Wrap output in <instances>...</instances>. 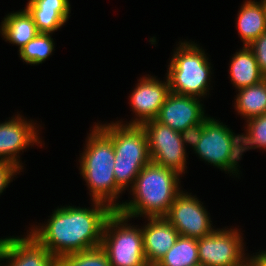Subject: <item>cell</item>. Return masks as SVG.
<instances>
[{"label":"cell","instance_id":"11","mask_svg":"<svg viewBox=\"0 0 266 266\" xmlns=\"http://www.w3.org/2000/svg\"><path fill=\"white\" fill-rule=\"evenodd\" d=\"M203 114L197 98L170 92L156 120L190 137L207 118Z\"/></svg>","mask_w":266,"mask_h":266},{"label":"cell","instance_id":"10","mask_svg":"<svg viewBox=\"0 0 266 266\" xmlns=\"http://www.w3.org/2000/svg\"><path fill=\"white\" fill-rule=\"evenodd\" d=\"M165 218L180 236L200 239L214 231L208 214L196 198L178 194Z\"/></svg>","mask_w":266,"mask_h":266},{"label":"cell","instance_id":"8","mask_svg":"<svg viewBox=\"0 0 266 266\" xmlns=\"http://www.w3.org/2000/svg\"><path fill=\"white\" fill-rule=\"evenodd\" d=\"M141 126L146 133L151 161L178 173L183 172L186 161L184 142L190 143V137L156 119Z\"/></svg>","mask_w":266,"mask_h":266},{"label":"cell","instance_id":"23","mask_svg":"<svg viewBox=\"0 0 266 266\" xmlns=\"http://www.w3.org/2000/svg\"><path fill=\"white\" fill-rule=\"evenodd\" d=\"M53 47L50 34L39 33L20 50V56L26 63L39 64L51 54Z\"/></svg>","mask_w":266,"mask_h":266},{"label":"cell","instance_id":"2","mask_svg":"<svg viewBox=\"0 0 266 266\" xmlns=\"http://www.w3.org/2000/svg\"><path fill=\"white\" fill-rule=\"evenodd\" d=\"M178 174L175 170L151 161L143 167L133 182L134 201L120 204L116 211L127 218L140 213L148 215V218L165 217L179 194Z\"/></svg>","mask_w":266,"mask_h":266},{"label":"cell","instance_id":"4","mask_svg":"<svg viewBox=\"0 0 266 266\" xmlns=\"http://www.w3.org/2000/svg\"><path fill=\"white\" fill-rule=\"evenodd\" d=\"M100 128L112 139L114 176L116 185L122 190L151 162L146 133L141 125L130 123L128 126L117 123Z\"/></svg>","mask_w":266,"mask_h":266},{"label":"cell","instance_id":"24","mask_svg":"<svg viewBox=\"0 0 266 266\" xmlns=\"http://www.w3.org/2000/svg\"><path fill=\"white\" fill-rule=\"evenodd\" d=\"M249 121L247 136L241 135L242 152L253 148L252 145L255 144L257 145L254 146L255 148H266V114L250 118Z\"/></svg>","mask_w":266,"mask_h":266},{"label":"cell","instance_id":"16","mask_svg":"<svg viewBox=\"0 0 266 266\" xmlns=\"http://www.w3.org/2000/svg\"><path fill=\"white\" fill-rule=\"evenodd\" d=\"M69 6L68 0H30L26 9L40 33H51L66 22Z\"/></svg>","mask_w":266,"mask_h":266},{"label":"cell","instance_id":"21","mask_svg":"<svg viewBox=\"0 0 266 266\" xmlns=\"http://www.w3.org/2000/svg\"><path fill=\"white\" fill-rule=\"evenodd\" d=\"M236 100L241 115L250 118L266 114V78L257 84L242 88Z\"/></svg>","mask_w":266,"mask_h":266},{"label":"cell","instance_id":"18","mask_svg":"<svg viewBox=\"0 0 266 266\" xmlns=\"http://www.w3.org/2000/svg\"><path fill=\"white\" fill-rule=\"evenodd\" d=\"M243 48L233 57L230 68L231 79L239 89L257 84L266 78L260 71L253 51L248 46Z\"/></svg>","mask_w":266,"mask_h":266},{"label":"cell","instance_id":"1","mask_svg":"<svg viewBox=\"0 0 266 266\" xmlns=\"http://www.w3.org/2000/svg\"><path fill=\"white\" fill-rule=\"evenodd\" d=\"M95 206L92 210L72 206L59 208L46 227L31 234L58 258L99 247L105 222L114 209L100 201H95Z\"/></svg>","mask_w":266,"mask_h":266},{"label":"cell","instance_id":"20","mask_svg":"<svg viewBox=\"0 0 266 266\" xmlns=\"http://www.w3.org/2000/svg\"><path fill=\"white\" fill-rule=\"evenodd\" d=\"M197 239L179 236L155 266H199Z\"/></svg>","mask_w":266,"mask_h":266},{"label":"cell","instance_id":"27","mask_svg":"<svg viewBox=\"0 0 266 266\" xmlns=\"http://www.w3.org/2000/svg\"><path fill=\"white\" fill-rule=\"evenodd\" d=\"M252 266H266V252H261L259 255L253 257L249 261Z\"/></svg>","mask_w":266,"mask_h":266},{"label":"cell","instance_id":"12","mask_svg":"<svg viewBox=\"0 0 266 266\" xmlns=\"http://www.w3.org/2000/svg\"><path fill=\"white\" fill-rule=\"evenodd\" d=\"M11 259L8 266H58L52 255L32 234L26 238L0 239V259Z\"/></svg>","mask_w":266,"mask_h":266},{"label":"cell","instance_id":"7","mask_svg":"<svg viewBox=\"0 0 266 266\" xmlns=\"http://www.w3.org/2000/svg\"><path fill=\"white\" fill-rule=\"evenodd\" d=\"M126 219V216L114 210L105 222L101 247L105 250L111 266H147L142 230L122 226L121 223ZM114 227L119 229L114 234H108L109 229L111 231Z\"/></svg>","mask_w":266,"mask_h":266},{"label":"cell","instance_id":"6","mask_svg":"<svg viewBox=\"0 0 266 266\" xmlns=\"http://www.w3.org/2000/svg\"><path fill=\"white\" fill-rule=\"evenodd\" d=\"M171 60L168 81L170 92L179 95L203 96L210 67L204 53L196 45L182 43Z\"/></svg>","mask_w":266,"mask_h":266},{"label":"cell","instance_id":"5","mask_svg":"<svg viewBox=\"0 0 266 266\" xmlns=\"http://www.w3.org/2000/svg\"><path fill=\"white\" fill-rule=\"evenodd\" d=\"M190 144L201 158L228 171L236 169L242 154L241 135L234 136L229 128L210 118L191 134Z\"/></svg>","mask_w":266,"mask_h":266},{"label":"cell","instance_id":"22","mask_svg":"<svg viewBox=\"0 0 266 266\" xmlns=\"http://www.w3.org/2000/svg\"><path fill=\"white\" fill-rule=\"evenodd\" d=\"M58 266H111L105 250L99 246L66 254L58 258Z\"/></svg>","mask_w":266,"mask_h":266},{"label":"cell","instance_id":"14","mask_svg":"<svg viewBox=\"0 0 266 266\" xmlns=\"http://www.w3.org/2000/svg\"><path fill=\"white\" fill-rule=\"evenodd\" d=\"M142 230L145 258L148 265H156L180 236L165 217H149Z\"/></svg>","mask_w":266,"mask_h":266},{"label":"cell","instance_id":"3","mask_svg":"<svg viewBox=\"0 0 266 266\" xmlns=\"http://www.w3.org/2000/svg\"><path fill=\"white\" fill-rule=\"evenodd\" d=\"M86 148L82 157L81 173L91 188L93 201H108L109 206L116 210L119 205L112 202L122 190L116 185L114 176L112 139L100 126H96L90 134Z\"/></svg>","mask_w":266,"mask_h":266},{"label":"cell","instance_id":"15","mask_svg":"<svg viewBox=\"0 0 266 266\" xmlns=\"http://www.w3.org/2000/svg\"><path fill=\"white\" fill-rule=\"evenodd\" d=\"M20 119L17 117L9 122L0 124V156H4L0 160L12 162L19 167L21 165L15 158L17 152L38 140L34 126Z\"/></svg>","mask_w":266,"mask_h":266},{"label":"cell","instance_id":"17","mask_svg":"<svg viewBox=\"0 0 266 266\" xmlns=\"http://www.w3.org/2000/svg\"><path fill=\"white\" fill-rule=\"evenodd\" d=\"M237 25L245 46L250 45L262 33H265L266 10L264 0L259 4L254 1H247L240 10Z\"/></svg>","mask_w":266,"mask_h":266},{"label":"cell","instance_id":"9","mask_svg":"<svg viewBox=\"0 0 266 266\" xmlns=\"http://www.w3.org/2000/svg\"><path fill=\"white\" fill-rule=\"evenodd\" d=\"M237 230L216 231L197 239L199 264L203 266H244L242 242ZM242 260V261H241Z\"/></svg>","mask_w":266,"mask_h":266},{"label":"cell","instance_id":"13","mask_svg":"<svg viewBox=\"0 0 266 266\" xmlns=\"http://www.w3.org/2000/svg\"><path fill=\"white\" fill-rule=\"evenodd\" d=\"M169 93L168 78L167 83H160L154 78H143L131 96V105L141 119L134 120L131 125H141L156 119Z\"/></svg>","mask_w":266,"mask_h":266},{"label":"cell","instance_id":"28","mask_svg":"<svg viewBox=\"0 0 266 266\" xmlns=\"http://www.w3.org/2000/svg\"><path fill=\"white\" fill-rule=\"evenodd\" d=\"M246 264L244 266H252L250 262H245ZM249 263V264H248Z\"/></svg>","mask_w":266,"mask_h":266},{"label":"cell","instance_id":"19","mask_svg":"<svg viewBox=\"0 0 266 266\" xmlns=\"http://www.w3.org/2000/svg\"><path fill=\"white\" fill-rule=\"evenodd\" d=\"M2 23V35L19 45V51L40 33L27 9L8 15Z\"/></svg>","mask_w":266,"mask_h":266},{"label":"cell","instance_id":"25","mask_svg":"<svg viewBox=\"0 0 266 266\" xmlns=\"http://www.w3.org/2000/svg\"><path fill=\"white\" fill-rule=\"evenodd\" d=\"M248 47L253 51L260 71L266 77V32L262 33Z\"/></svg>","mask_w":266,"mask_h":266},{"label":"cell","instance_id":"26","mask_svg":"<svg viewBox=\"0 0 266 266\" xmlns=\"http://www.w3.org/2000/svg\"><path fill=\"white\" fill-rule=\"evenodd\" d=\"M19 166L12 163L0 160V193L10 183L11 176L19 170Z\"/></svg>","mask_w":266,"mask_h":266}]
</instances>
